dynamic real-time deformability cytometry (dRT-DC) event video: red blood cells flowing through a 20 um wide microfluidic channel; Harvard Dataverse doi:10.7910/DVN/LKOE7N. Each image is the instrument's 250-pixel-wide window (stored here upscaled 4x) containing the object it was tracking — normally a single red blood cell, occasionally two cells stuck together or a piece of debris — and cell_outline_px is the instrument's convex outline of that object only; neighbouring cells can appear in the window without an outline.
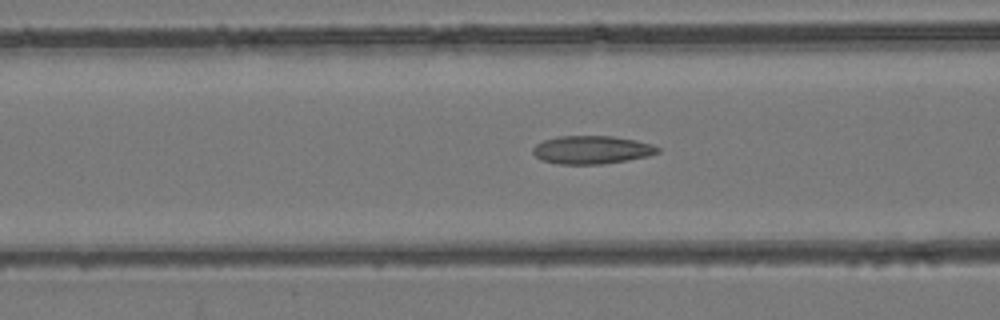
{"species": "common noctule bat (a hibernating species)", "species_latin": "Nyctalus noctula", "temperature_condition": "room temperature", "stored_images_in_passage": 49, "camera_frame_rate_fps": 3000, "um_per_image_px": 0.085, "animal": {"sex": "female", "body_mass_g": 24.6, "forearm_length_mm": 56.2}, "frame": {"image": 1, "passage_image": 20, "time_ms": 6.333, "image_size_px": [1000, 320], "cell_outline_px": [[660, 152], [648, 156], [628, 160], [600, 164], [556, 164], [544, 160], [536, 156], [532, 152], [532, 148], [536, 144], [544, 140], [560, 136], [612, 136], [636, 140], [652, 144], [660, 148]], "centroid_in_image_um": [50.32, 12.73], "position_along_channel_um": 116.3, "area_um2": 20.46}}
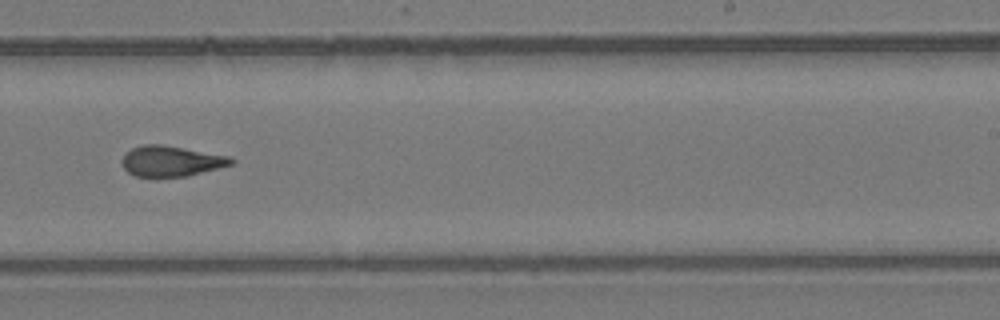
{"frame": {"image": 2, "passage_image": 31, "time_ms": 10.0, "image_size_px": [1000, 320], "cell_outline_px": [[236, 164], [188, 176], [156, 180], [136, 176], [128, 172], [120, 164], [120, 160], [124, 152], [132, 148], [144, 144], [160, 144], [184, 148], [228, 156], [236, 160]], "centroid_in_image_um": [14.51, 13.74], "position_along_channel_um": 274.5, "area_um2": 20.35}}
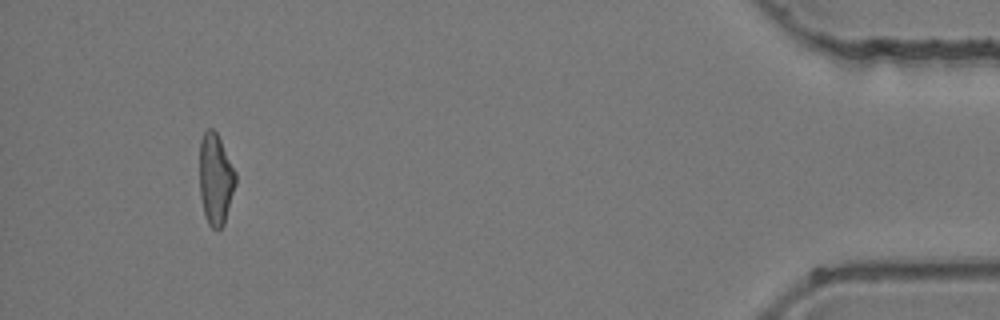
{"frame": {"image": 3, "passage_image": 46, "time_ms": 15.0, "image_size_px": [1000, 320], "cell_outline_px": [[236, 184], [224, 224], [220, 228], [212, 228], [208, 224], [204, 212], [200, 196], [200, 140], [204, 132], [208, 128], [212, 128], [216, 132], [236, 172]], "centroid_in_image_um": [18.32, 15.22], "position_along_channel_um": 416.9, "area_um2": 19.02}}